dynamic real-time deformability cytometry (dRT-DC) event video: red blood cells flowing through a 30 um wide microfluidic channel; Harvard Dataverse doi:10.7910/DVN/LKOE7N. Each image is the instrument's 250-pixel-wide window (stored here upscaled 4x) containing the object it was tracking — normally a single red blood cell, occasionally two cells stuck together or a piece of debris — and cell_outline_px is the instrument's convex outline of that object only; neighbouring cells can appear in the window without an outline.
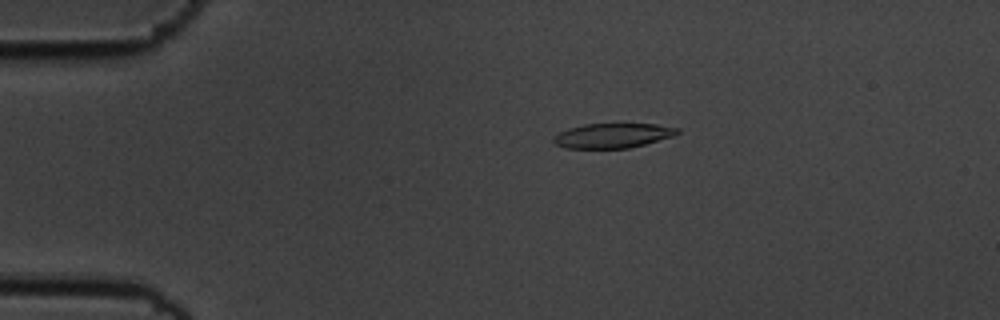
{"species": "common noctule bat (a hibernating species)", "species_latin": "Nyctalus noctula", "temperature_condition": "cold", "stored_images_in_passage": 57, "camera_frame_rate_fps": 3000, "um_per_image_px": 0.085, "animal": {"sex": "male", "body_mass_g": 19.5, "forearm_length_mm": 54.6}, "frame": {"image": 1, "passage_image": 12, "time_ms": 3.667, "image_size_px": [1000, 320], "cell_outline_px": [[680, 132], [672, 136], [644, 144], [628, 148], [564, 148], [556, 144], [552, 140], [552, 136], [568, 128], [584, 124], [656, 124], [680, 128]], "centroid_in_image_um": [52.05, 11.52], "position_along_channel_um": 33.0, "area_um2": 17.74}}
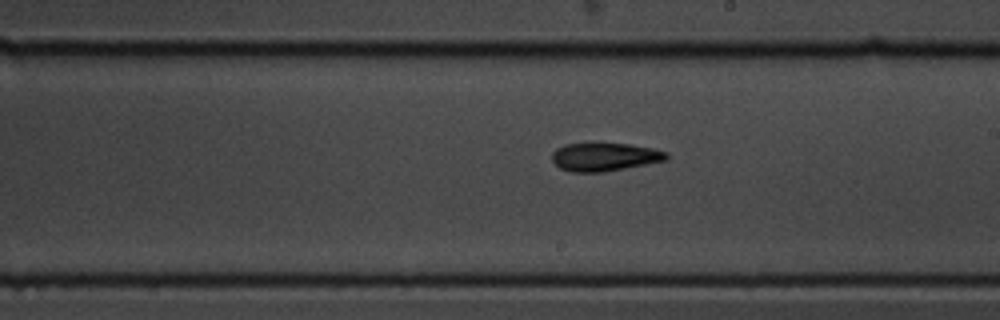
{"frame": {"image": 2, "passage_image": 33, "time_ms": 10.667, "image_size_px": [1000, 320], "cell_outline_px": [[668, 160], [604, 172], [572, 172], [560, 168], [552, 160], [552, 152], [556, 148], [564, 144], [628, 144], [652, 148], [668, 152]], "centroid_in_image_um": [51.4, 13.34], "position_along_channel_um": 237.6, "area_um2": 18.73}}
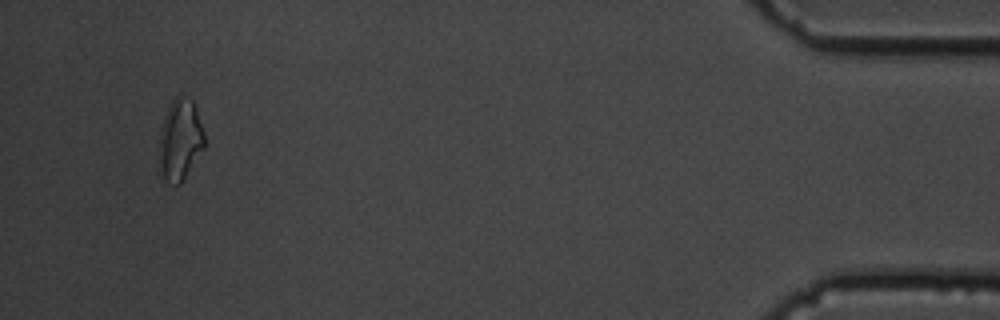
{"frame": {"image": 3, "passage_image": 54, "time_ms": 17.667, "image_size_px": [1000, 320], "cell_outline_px": [[204, 148], [180, 184], [168, 184], [156, 172], [160, 132], [164, 116], [172, 100], [180, 92], [192, 100], [196, 108], [204, 132]], "centroid_in_image_um": [15.25, 11.92], "position_along_channel_um": 419.9, "area_um2": 22.14}, "authors_computed_cell_mechanics": {"area_um2": 18.8428, "velocity_mm_per_s": 3.6086, "shape_relaxation_time_tau1_ms": 5.1107, "shape_relaxation_time_tau2_ms": 6.7362, "deformation_change_tau1": 0.1566, "deformation_change_tau2": 0.1506}}